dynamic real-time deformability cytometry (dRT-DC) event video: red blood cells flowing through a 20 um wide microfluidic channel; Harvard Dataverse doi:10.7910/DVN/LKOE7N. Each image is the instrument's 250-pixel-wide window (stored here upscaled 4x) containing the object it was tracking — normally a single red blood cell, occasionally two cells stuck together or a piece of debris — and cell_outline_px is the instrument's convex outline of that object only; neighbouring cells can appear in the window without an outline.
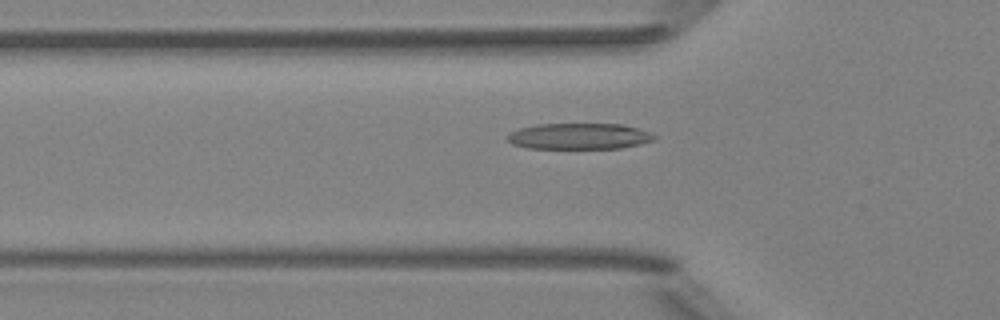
{"species": "Egyptian fruit bat (a non-hibernating species)", "species_latin": "Rousettus aegyptiacus", "temperature_condition": "room temperature", "stored_images_in_passage": 37, "segment_of_instrument_passage": [1, 2], "camera_frame_rate_fps": 3000, "um_per_image_px": 0.085, "animal": {"sex": "female"}, "frame": {"image": 1, "passage_image": 2, "time_ms": 0.333, "image_size_px": [1000, 320], "cell_outline_px": [[656, 140], [640, 144], [620, 148], [528, 148], [512, 144], [508, 140], [508, 136], [512, 132], [520, 128], [536, 124], [624, 124], [652, 132], [656, 136]], "centroid_in_image_um": [49.29, 11.57], "position_along_channel_um": 76.5, "area_um2": 22.31}}
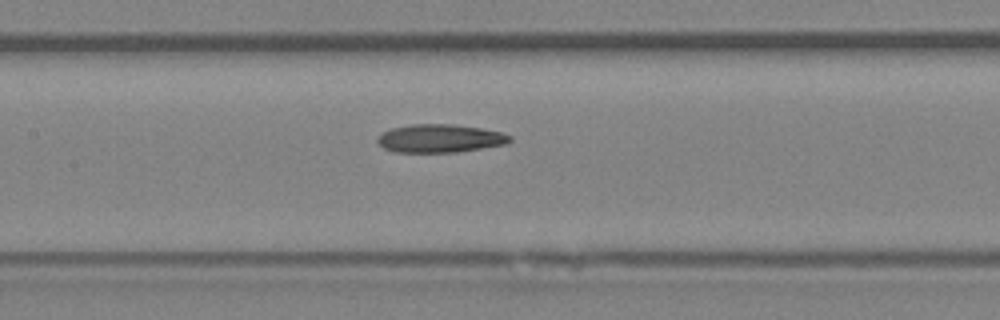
{"frame": {"image": 2, "passage_image": 9, "time_ms": 2.667, "image_size_px": [1000, 320], "cell_outline_px": [[512, 140], [504, 144], [456, 152], [396, 152], [384, 148], [376, 140], [384, 132], [392, 128], [412, 124], [452, 124], [480, 128], [500, 132], [512, 136]], "centroid_in_image_um": [37.4, 11.76], "position_along_channel_um": 170.0, "area_um2": 21.44}}
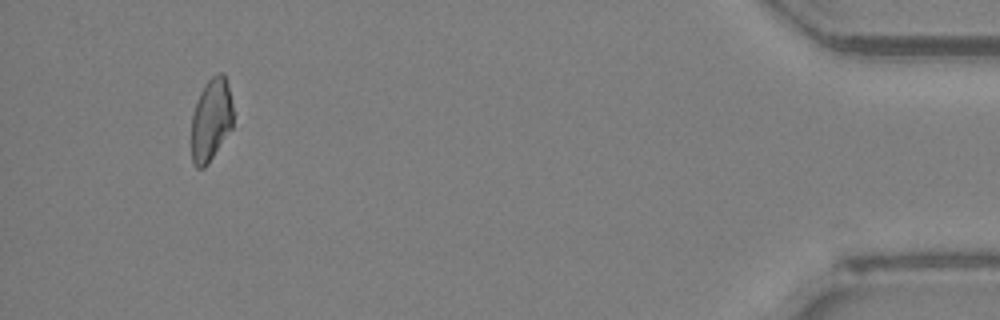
{"frame": {"image": 3, "passage_image": 33, "time_ms": 10.667, "image_size_px": [1000, 320], "cell_outline_px": [[232, 128], [208, 164], [204, 168], [196, 168], [192, 160], [192, 116], [200, 92], [204, 84], [216, 72], [224, 72], [228, 80], [232, 104]], "centroid_in_image_um": [17.95, 10.14], "position_along_channel_um": 417.2, "area_um2": 20.23}}